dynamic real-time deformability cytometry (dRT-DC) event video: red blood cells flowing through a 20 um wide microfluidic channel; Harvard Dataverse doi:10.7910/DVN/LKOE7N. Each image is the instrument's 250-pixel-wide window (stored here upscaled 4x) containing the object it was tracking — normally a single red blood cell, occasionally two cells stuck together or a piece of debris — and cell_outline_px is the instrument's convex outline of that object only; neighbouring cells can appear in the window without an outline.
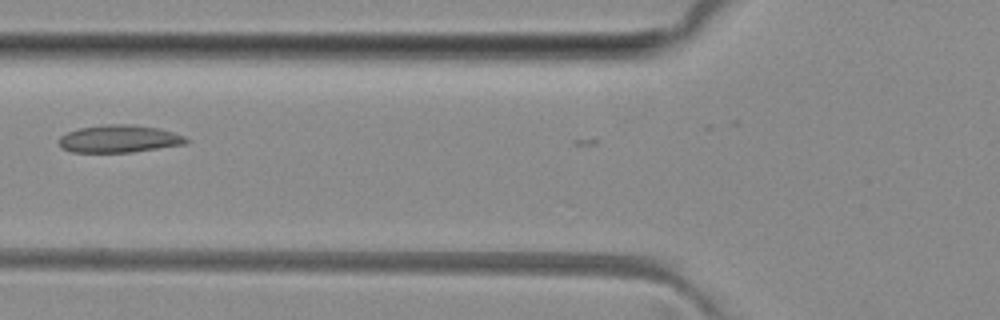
{"species": "common noctule bat (a hibernating species)", "species_latin": "Nyctalus noctula", "temperature_condition": "room temperature", "stored_images_in_passage": 6, "camera_frame_rate_fps": 3000, "um_per_image_px": 0.085, "animal": {"sex": "female", "body_mass_g": 29.2, "forearm_length_mm": 56.3}, "frame": {"image": 1, "passage_image": 4, "time_ms": 3.667, "image_size_px": [1000, 320], "cell_outline_px": [[188, 144], [132, 152], [72, 152], [64, 148], [60, 144], [60, 136], [68, 132], [80, 128], [108, 124], [128, 124], [156, 128], [172, 132], [184, 136], [188, 140]], "centroid_in_image_um": [10.16, 11.8], "position_along_channel_um": 115.6, "area_um2": 20.11}}
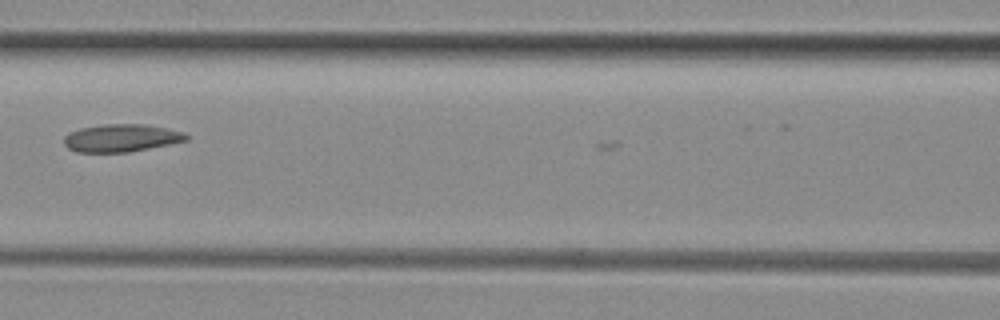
{"frame": {"image": 2, "passage_image": 5, "time_ms": 4.667, "image_size_px": [1000, 320], "cell_outline_px": [[188, 140], [128, 152], [76, 152], [68, 148], [64, 144], [64, 136], [68, 132], [80, 128], [104, 124], [144, 124], [168, 128], [184, 132], [188, 136]], "centroid_in_image_um": [10.28, 11.72], "position_along_channel_um": 156.3, "area_um2": 19.71}}